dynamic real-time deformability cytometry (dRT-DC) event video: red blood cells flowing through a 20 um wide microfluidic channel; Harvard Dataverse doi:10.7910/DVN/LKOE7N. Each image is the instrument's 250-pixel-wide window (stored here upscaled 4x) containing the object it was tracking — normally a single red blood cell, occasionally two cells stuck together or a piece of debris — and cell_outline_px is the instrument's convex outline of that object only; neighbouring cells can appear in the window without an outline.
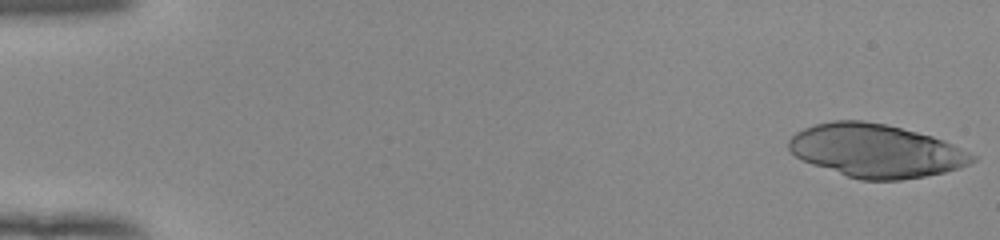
{"species": "human", "species_latin": "Homo sapiens", "temperature_condition": "room temperature", "stored_images_in_passage": 51, "camera_frame_rate_fps": 3000, "um_per_image_px": 0.085, "donor": {"sex": "female"}, "frame": {"image": 1, "passage_image": 1, "time_ms": 0.0, "image_size_px": [1000, 240], "cell_outline_px": [[976, 160], [960, 168], [944, 172], [924, 176], [900, 180], [860, 180], [812, 164], [796, 156], [788, 148], [788, 140], [796, 132], [804, 128], [816, 124], [832, 120], [864, 120], [884, 124], [932, 136], [944, 140], [976, 156]], "centroid_in_image_um": [74.45, 12.81], "position_along_channel_um": 10.6, "area_um2": 56.53}}
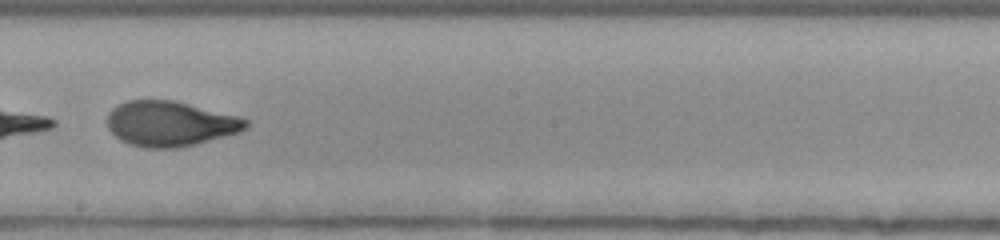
{"frame": {"image": 2, "passage_image": 31, "time_ms": 10.0, "image_size_px": [1000, 240], "cell_outline_px": [[248, 128], [240, 132], [196, 144], [176, 148], [144, 148], [128, 144], [120, 140], [108, 128], [108, 112], [112, 108], [128, 100], [172, 100], [236, 116], [248, 120]], "centroid_in_image_um": [14.44, 10.53], "position_along_channel_um": 233.8, "area_um2": 36.24}}
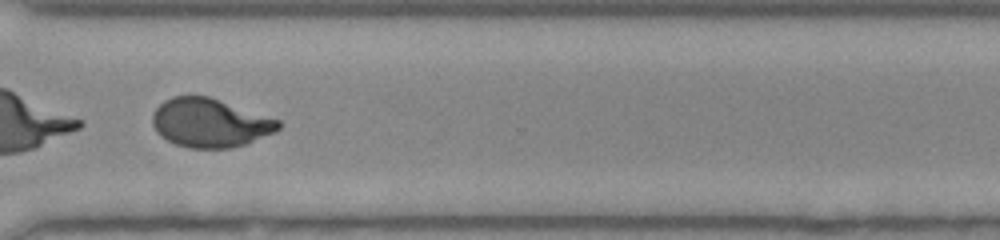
{"frame": {"image": 3, "passage_image": 40, "time_ms": 13.0, "image_size_px": [1000, 240], "cell_outline_px": [[284, 124], [276, 132], [248, 144], [228, 148], [188, 148], [176, 144], [160, 136], [156, 132], [152, 124], [152, 112], [164, 100], [172, 96], [208, 96], [280, 120]], "centroid_in_image_um": [17.86, 10.45], "position_along_channel_um": 352.7, "area_um2": 36.07}}